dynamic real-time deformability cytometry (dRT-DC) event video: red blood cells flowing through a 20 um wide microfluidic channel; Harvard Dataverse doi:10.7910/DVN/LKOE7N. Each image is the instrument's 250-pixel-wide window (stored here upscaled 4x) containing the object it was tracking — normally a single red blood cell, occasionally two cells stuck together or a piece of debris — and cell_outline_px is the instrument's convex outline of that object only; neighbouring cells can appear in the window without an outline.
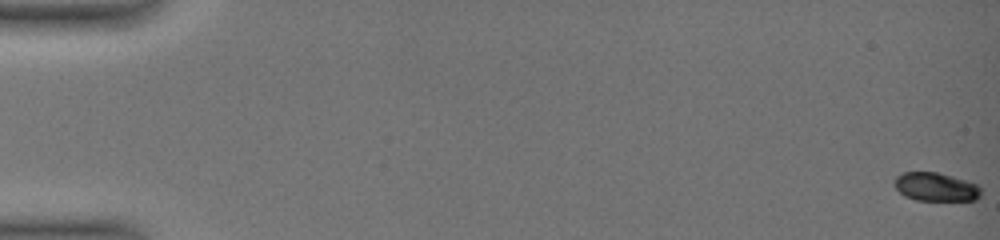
{"species": "common noctule bat (a hibernating species)", "species_latin": "Nyctalus noctula", "temperature_condition": "warm", "stored_images_in_passage": 52, "camera_frame_rate_fps": 3000, "um_per_image_px": 0.085, "animal": {"sex": "female", "body_mass_g": 19.0, "forearm_length_mm": 51.5}, "frame": {"image": 1, "passage_image": 1, "time_ms": 0.0, "image_size_px": [1000, 240], "cell_outline_px": [[980, 196], [976, 200], [916, 200], [904, 196], [896, 188], [896, 176], [904, 172], [936, 172], [952, 176], [976, 184], [980, 188]], "centroid_in_image_um": [79.54, 15.89], "position_along_channel_um": 5.5, "area_um2": 14.16}}
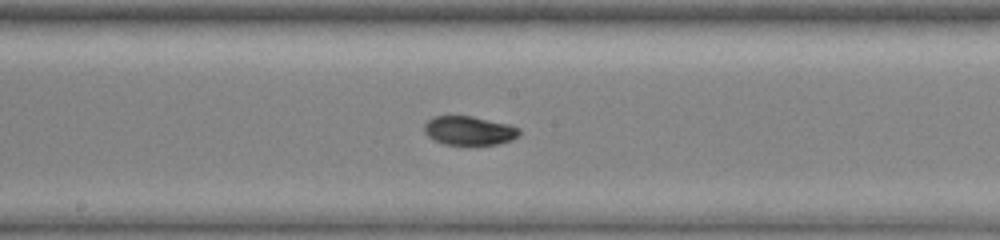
{"frame": {"image": 2, "passage_image": 31, "time_ms": 10.0, "image_size_px": [1000, 240], "cell_outline_px": [[520, 136], [512, 140], [496, 144], [472, 148], [444, 144], [428, 136], [424, 132], [424, 124], [432, 116], [472, 116], [508, 124], [520, 128]], "centroid_in_image_um": [39.89, 11.15], "position_along_channel_um": 208.3, "area_um2": 16.7}}
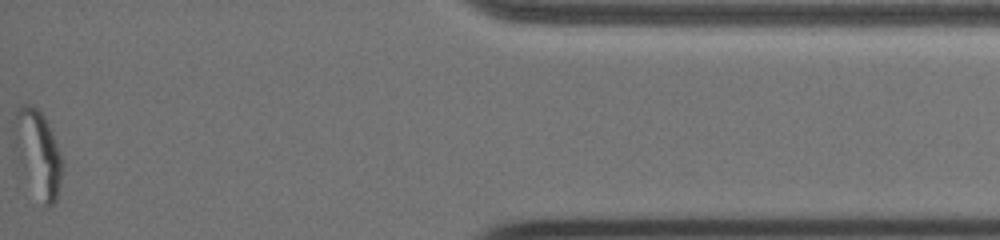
{"frame": {"image": 3, "passage_image": 52, "time_ms": 17.0, "image_size_px": [1000, 240], "cell_outline_px": [[64, 164], [60, 184], [56, 200], [48, 208], [44, 208], [12, 128], [12, 120], [16, 108], [20, 104], [32, 104], [44, 116], [52, 132], [64, 160]], "centroid_in_image_um": [3.32, 12.88], "position_along_channel_um": 431.9, "area_um2": 22.48}, "authors_computed_cell_mechanics": {"area_um2": 16.0395, "velocity_mm_per_s": 3.9377, "shape_relaxation_time_tau1_ms": 9.0907, "shape_relaxation_time_tau2_ms": 1.3829, "deformation_change_tau1": 0.2256, "deformation_change_tau2": 0.0372}}